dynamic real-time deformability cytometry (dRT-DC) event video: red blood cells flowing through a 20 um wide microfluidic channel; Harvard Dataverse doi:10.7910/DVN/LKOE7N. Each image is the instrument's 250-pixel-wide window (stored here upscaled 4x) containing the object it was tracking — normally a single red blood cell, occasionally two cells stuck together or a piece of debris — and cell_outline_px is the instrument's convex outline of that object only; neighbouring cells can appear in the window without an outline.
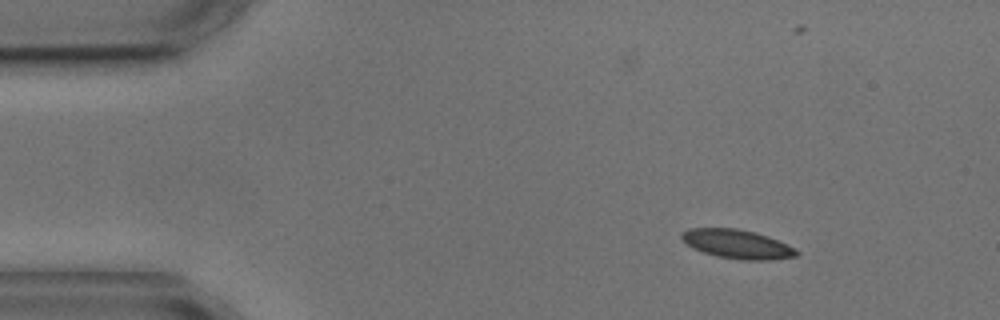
{"species": "common noctule bat (a hibernating species)", "species_latin": "Nyctalus noctula", "temperature_condition": "cold", "stored_images_in_passage": 4, "camera_frame_rate_fps": 3000, "um_per_image_px": 0.085, "animal": {"sex": "male", "body_mass_g": 17.9, "forearm_length_mm": 54.2}, "frame": {"image": 1, "passage_image": 1, "time_ms": 0.0, "image_size_px": [1000, 320], "cell_outline_px": [[800, 252], [796, 256], [772, 260], [740, 260], [716, 256], [692, 248], [680, 236], [688, 228], [736, 228], [768, 236], [788, 244], [796, 248]], "centroid_in_image_um": [62.7, 20.76], "position_along_channel_um": 22.3, "area_um2": 19.36}}
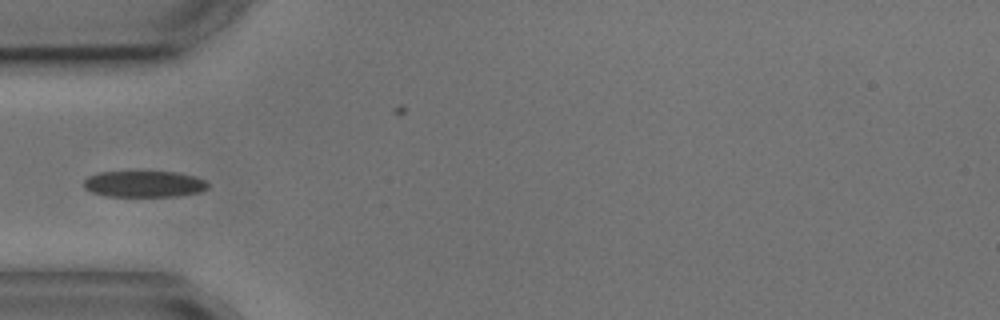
{"frame": {"image": 2, "passage_image": 4, "time_ms": 3.333, "image_size_px": [1000, 320], "cell_outline_px": [[208, 188], [200, 192], [176, 196], [108, 196], [92, 192], [84, 188], [84, 180], [88, 176], [100, 172], [176, 172], [196, 176], [204, 180], [208, 184]], "centroid_in_image_um": [12.26, 15.64], "position_along_channel_um": 72.7, "area_um2": 18.96}}